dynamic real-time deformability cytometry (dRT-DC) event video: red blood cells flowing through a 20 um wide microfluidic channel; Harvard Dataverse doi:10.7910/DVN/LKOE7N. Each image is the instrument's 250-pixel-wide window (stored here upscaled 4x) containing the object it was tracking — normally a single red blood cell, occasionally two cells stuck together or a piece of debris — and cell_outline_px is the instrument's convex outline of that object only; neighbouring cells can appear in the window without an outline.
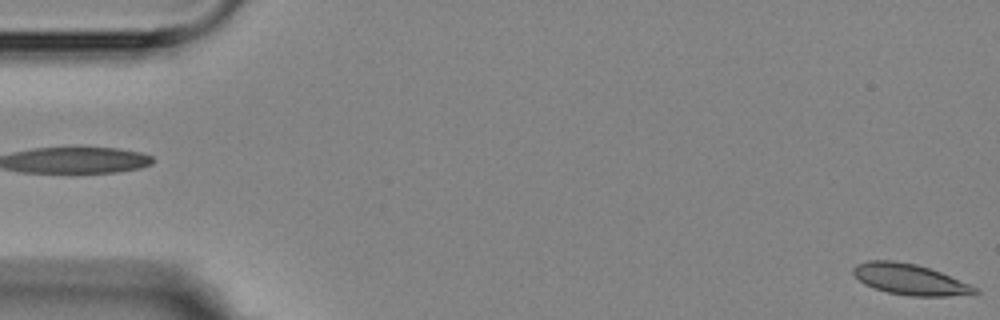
{"species": "Egyptian fruit bat (a non-hibernating species)", "species_latin": "Rousettus aegyptiacus", "temperature_condition": "room temperature", "stored_images_in_passage": 5, "segment_of_instrument_passage": [2, 2], "camera_frame_rate_fps": 3000, "um_per_image_px": 0.085, "animal": {"sex": "female"}, "frame": {"image": 1, "passage_image": 5, "time_ms": 5.333, "image_size_px": [1000, 320], "cell_outline_px": [[980, 292], [976, 296], [912, 296], [888, 292], [872, 288], [864, 284], [852, 272], [852, 268], [856, 264], [868, 260], [892, 260], [916, 264], [940, 272], [972, 284]], "centroid_in_image_um": [77.4, 23.76], "position_along_channel_um": 7.6, "area_um2": 22.2}}